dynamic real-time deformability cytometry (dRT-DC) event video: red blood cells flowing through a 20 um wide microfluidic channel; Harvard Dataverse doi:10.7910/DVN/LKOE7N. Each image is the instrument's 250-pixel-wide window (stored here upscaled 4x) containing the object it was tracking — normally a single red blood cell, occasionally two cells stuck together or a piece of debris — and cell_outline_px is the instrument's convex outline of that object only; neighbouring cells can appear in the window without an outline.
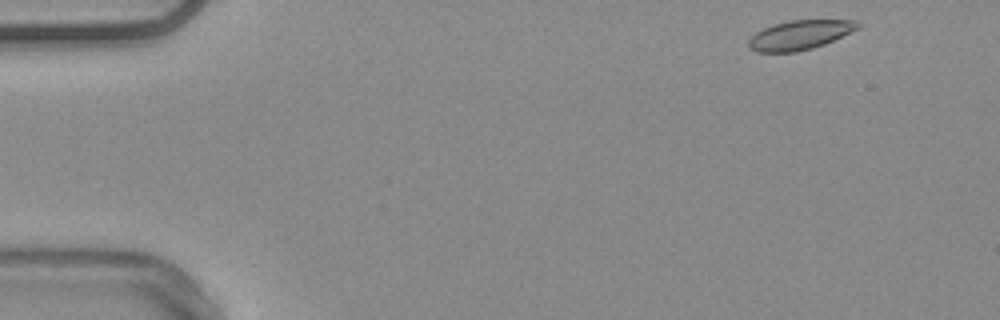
{"species": "common noctule bat (a hibernating species)", "species_latin": "Nyctalus noctula", "temperature_condition": "warm", "stored_images_in_passage": 50, "camera_frame_rate_fps": 3000, "um_per_image_px": 0.085, "animal": {"sex": "male", "body_mass_g": 20.4}, "frame": {"image": 1, "passage_image": 1, "time_ms": 0.0, "image_size_px": [1000, 320], "cell_outline_px": [[860, 28], [824, 44], [812, 48], [796, 52], [756, 52], [748, 48], [748, 40], [756, 32], [772, 24], [788, 20], [860, 20]], "centroid_in_image_um": [67.98, 2.97], "position_along_channel_um": 17.0, "area_um2": 18.79}}
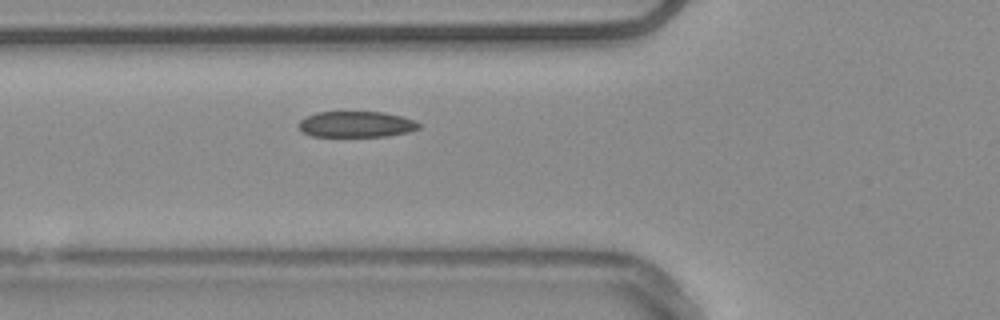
{"frame": {"image": 2, "passage_image": 16, "time_ms": 5.0, "image_size_px": [1000, 320], "cell_outline_px": [[420, 128], [408, 132], [388, 136], [312, 136], [304, 132], [296, 124], [300, 120], [316, 112], [384, 112], [416, 120], [420, 124]], "centroid_in_image_um": [30.3, 10.56], "position_along_channel_um": 95.5, "area_um2": 18.15}}
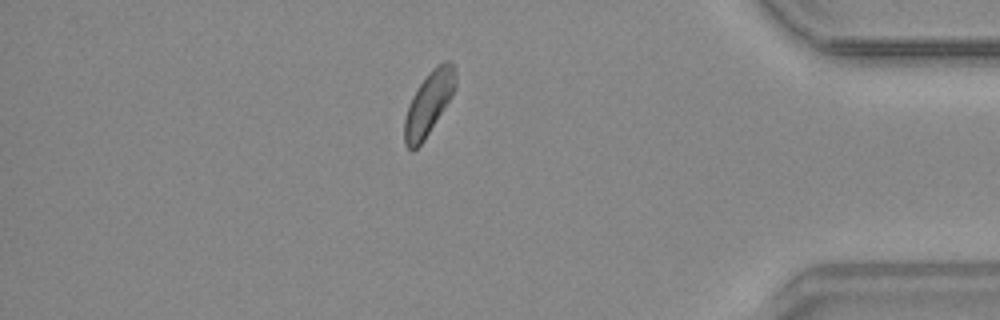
{"frame": {"image": 3, "passage_image": 43, "time_ms": 14.0, "image_size_px": [1000, 320], "cell_outline_px": [[456, 88], [452, 96], [424, 140], [412, 152], [404, 144], [404, 120], [408, 104], [412, 96], [428, 72], [436, 64], [444, 60], [448, 60], [452, 64], [456, 76]], "centroid_in_image_um": [36.43, 8.77], "position_along_channel_um": 398.8, "area_um2": 18.84}, "authors_computed_cell_mechanics": {"area_um2": 19.0162, "velocity_mm_per_s": 3.7347, "shape_relaxation_time_tau1_ms": 2.6847, "shape_relaxation_time_tau2_ms": 4.417, "deformation_change_tau1": 0.0802, "deformation_change_tau2": 0.0859}}